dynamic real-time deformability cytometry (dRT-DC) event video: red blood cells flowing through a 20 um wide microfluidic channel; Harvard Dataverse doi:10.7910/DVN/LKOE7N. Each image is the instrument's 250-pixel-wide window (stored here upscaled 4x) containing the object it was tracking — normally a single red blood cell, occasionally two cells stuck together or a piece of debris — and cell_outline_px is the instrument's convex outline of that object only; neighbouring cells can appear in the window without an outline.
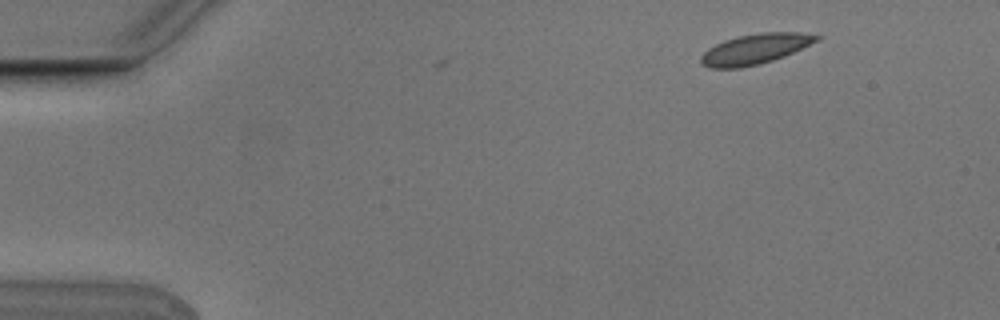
{"species": "Egyptian fruit bat (a non-hibernating species)", "species_latin": "Rousettus aegyptiacus", "temperature_condition": "cold", "stored_images_in_passage": 2, "camera_frame_rate_fps": 3000, "um_per_image_px": 0.085, "animal": {"sex": "male"}, "frame": {"image": 1, "passage_image": 2, "time_ms": 0.333, "image_size_px": [1000, 320], "cell_outline_px": [[824, 36], [820, 40], [784, 56], [772, 60], [740, 68], [708, 68], [700, 64], [700, 56], [708, 48], [724, 40], [736, 36], [760, 32], [800, 32]], "centroid_in_image_um": [64.18, 4.15], "position_along_channel_um": 20.8, "area_um2": 20.52}}